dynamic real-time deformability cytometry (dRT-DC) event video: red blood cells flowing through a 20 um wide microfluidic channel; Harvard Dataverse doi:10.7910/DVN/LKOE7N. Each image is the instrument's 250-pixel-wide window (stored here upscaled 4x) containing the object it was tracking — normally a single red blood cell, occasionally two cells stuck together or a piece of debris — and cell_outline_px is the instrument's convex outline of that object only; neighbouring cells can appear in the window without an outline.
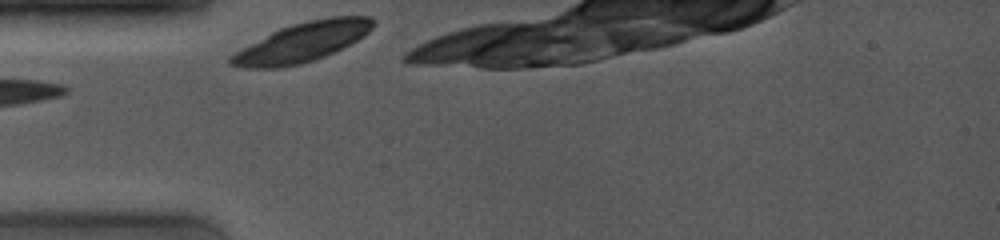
{"species": "common noctule bat (a hibernating species)", "species_latin": "Nyctalus noctula", "temperature_condition": "room temperature", "stored_images_in_passage": 2, "camera_frame_rate_fps": 4000, "um_per_image_px": 0.085, "animal": {"sex": "female", "body_mass_g": 19.0, "forearm_length_mm": 53.3}, "frame": {"image": 1, "passage_image": 1, "time_ms": 0.0, "image_size_px": [1000, 240], "cell_outline_px": [[376, 24], [364, 36], [324, 56], [300, 64], [280, 68], [244, 68], [228, 64], [228, 56], [240, 48], [280, 28], [292, 24], [308, 20], [332, 16], [368, 16], [376, 20]], "centroid_in_image_um": [25.65, 3.58], "position_along_channel_um": 59.3, "area_um2": 32.54}}